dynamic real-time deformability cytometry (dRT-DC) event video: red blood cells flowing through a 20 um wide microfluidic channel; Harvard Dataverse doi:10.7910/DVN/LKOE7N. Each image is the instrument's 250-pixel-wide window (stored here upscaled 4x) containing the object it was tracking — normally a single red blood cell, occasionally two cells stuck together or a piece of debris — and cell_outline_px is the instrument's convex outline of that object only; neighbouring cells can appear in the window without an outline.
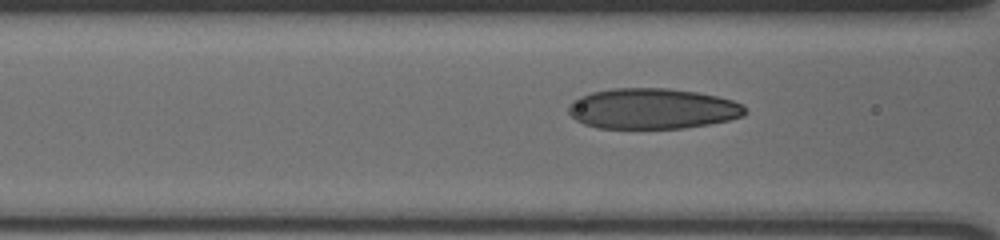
{"species": "human", "species_latin": "Homo sapiens", "temperature_condition": "cold", "stored_images_in_passage": 34, "camera_frame_rate_fps": 3000, "um_per_image_px": 0.085, "donor": {"sex": "male"}, "frame": {"image": 1, "passage_image": 24, "time_ms": 7.667, "image_size_px": [1000, 240], "cell_outline_px": [[748, 112], [744, 116], [728, 120], [708, 124], [684, 128], [596, 128], [584, 124], [576, 120], [568, 112], [568, 104], [572, 100], [580, 96], [592, 92], [612, 88], [668, 88], [696, 92], [716, 96], [732, 100], [744, 104]], "centroid_in_image_um": [55.45, 9.23], "position_along_channel_um": 111.1, "area_um2": 42.02}}
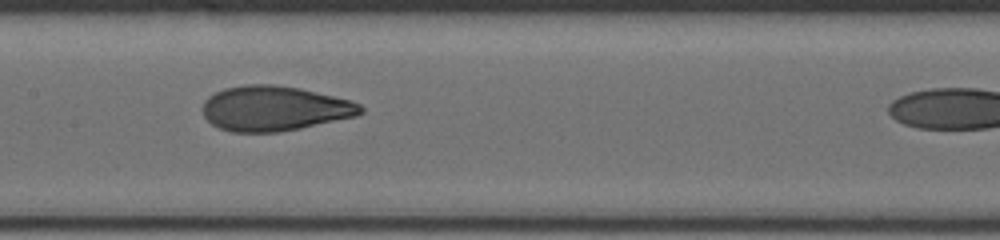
{"frame": {"image": 2, "passage_image": 30, "time_ms": 9.667, "image_size_px": [1000, 240], "cell_outline_px": [[364, 112], [356, 116], [300, 128], [276, 132], [232, 132], [220, 128], [212, 124], [204, 116], [204, 100], [208, 96], [224, 88], [248, 84], [272, 84], [300, 88], [348, 100], [360, 104], [364, 108]], "centroid_in_image_um": [23.31, 9.21], "position_along_channel_um": 184.1, "area_um2": 41.1}}
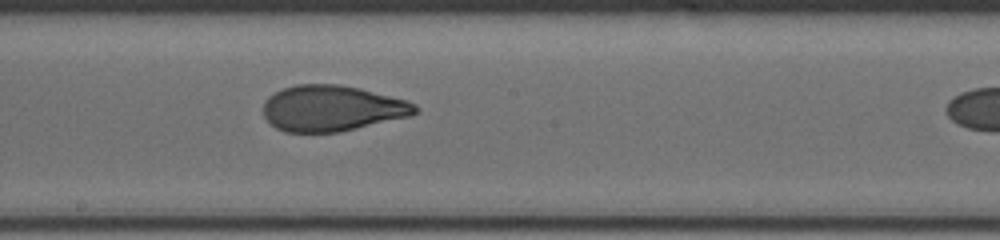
{"frame": {"image": 3, "passage_image": 33, "time_ms": 10.667, "image_size_px": [1000, 240], "cell_outline_px": [[420, 108], [412, 116], [336, 132], [284, 132], [276, 128], [264, 116], [264, 104], [268, 96], [284, 88], [296, 84], [340, 84], [360, 88], [408, 100], [416, 104]], "centroid_in_image_um": [28.25, 9.19], "position_along_channel_um": 219.9, "area_um2": 40.58}}